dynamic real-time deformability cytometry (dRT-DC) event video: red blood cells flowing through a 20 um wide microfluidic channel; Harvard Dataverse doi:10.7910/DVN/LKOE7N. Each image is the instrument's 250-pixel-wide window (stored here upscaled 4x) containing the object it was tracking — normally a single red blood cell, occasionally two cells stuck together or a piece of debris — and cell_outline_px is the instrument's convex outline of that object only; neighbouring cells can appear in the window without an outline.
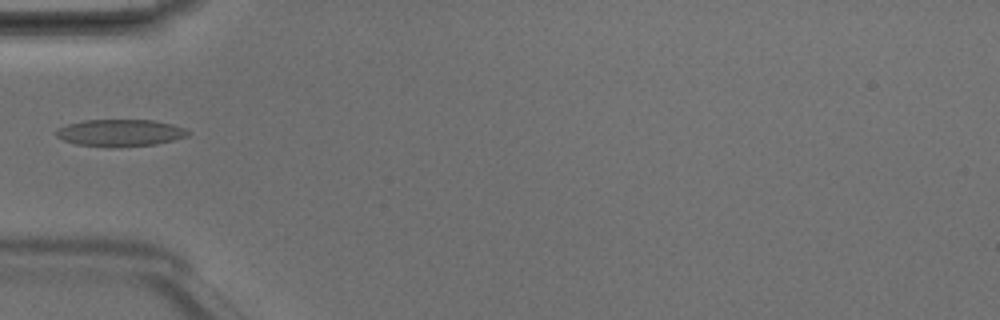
{"species": "Egyptian fruit bat (a non-hibernating species)", "species_latin": "Rousettus aegyptiacus", "temperature_condition": "room temperature", "stored_images_in_passage": 4, "camera_frame_rate_fps": 3000, "um_per_image_px": 0.085, "animal": {"sex": "male"}, "frame": {"image": 1, "passage_image": 3, "time_ms": 0.667, "image_size_px": [1000, 320], "cell_outline_px": [[192, 132], [188, 136], [156, 144], [120, 148], [108, 148], [76, 144], [64, 140], [56, 136], [56, 132], [60, 128], [68, 124], [84, 120], [152, 120], [172, 124], [184, 128]], "centroid_in_image_um": [10.24, 11.31], "position_along_channel_um": 74.8, "area_um2": 20.92}}